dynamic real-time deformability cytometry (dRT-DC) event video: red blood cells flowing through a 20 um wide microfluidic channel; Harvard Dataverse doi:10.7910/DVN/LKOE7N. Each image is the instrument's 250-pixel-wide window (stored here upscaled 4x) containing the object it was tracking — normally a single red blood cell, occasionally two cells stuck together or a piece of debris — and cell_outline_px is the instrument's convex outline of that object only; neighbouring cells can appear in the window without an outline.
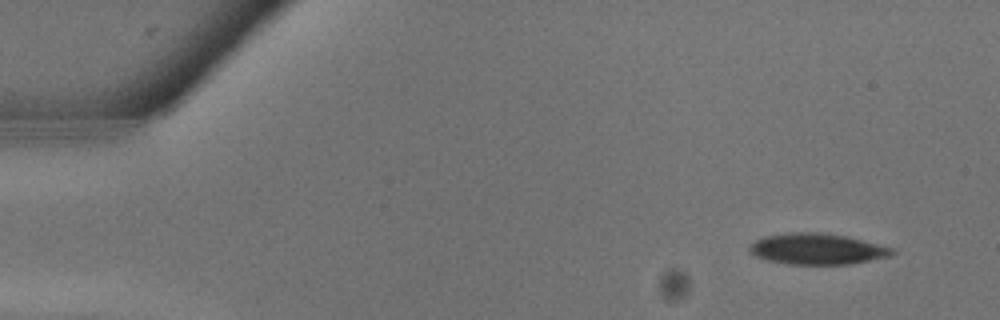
{"species": "common noctule bat (a hibernating species)", "species_latin": "Nyctalus noctula", "temperature_condition": "warm", "stored_images_in_passage": 8, "camera_frame_rate_fps": 3000, "um_per_image_px": 0.085, "animal": {"sex": "male", "body_mass_g": 13.3}, "frame": {"image": 1, "passage_image": 2, "time_ms": 0.333, "image_size_px": [1000, 320], "cell_outline_px": [[896, 252], [888, 256], [848, 264], [788, 264], [768, 260], [756, 256], [748, 252], [748, 248], [756, 240], [764, 236], [784, 232], [820, 232], [844, 236], [892, 248]], "centroid_in_image_um": [69.37, 21.15], "position_along_channel_um": 15.6, "area_um2": 25.43}}
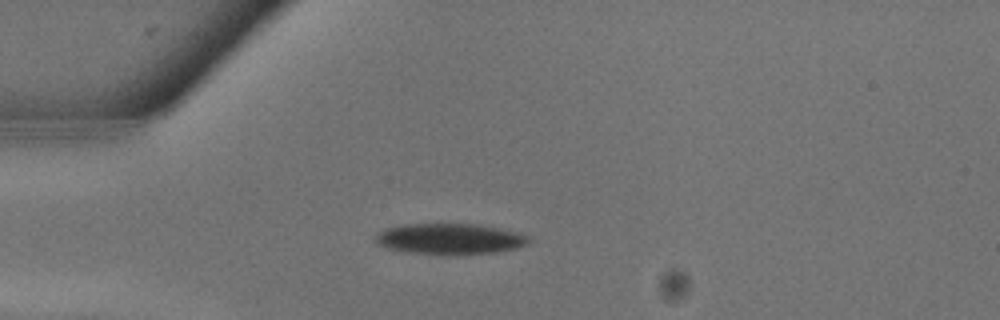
{"frame": {"image": 2, "passage_image": 7, "time_ms": 2.0, "image_size_px": [1000, 320], "cell_outline_px": [[532, 240], [528, 244], [516, 248], [496, 252], [412, 252], [384, 248], [376, 244], [372, 240], [376, 232], [384, 228], [404, 224], [480, 224], [520, 232], [528, 236]], "centroid_in_image_um": [38.2, 20.25], "position_along_channel_um": 46.8, "area_um2": 27.11}}